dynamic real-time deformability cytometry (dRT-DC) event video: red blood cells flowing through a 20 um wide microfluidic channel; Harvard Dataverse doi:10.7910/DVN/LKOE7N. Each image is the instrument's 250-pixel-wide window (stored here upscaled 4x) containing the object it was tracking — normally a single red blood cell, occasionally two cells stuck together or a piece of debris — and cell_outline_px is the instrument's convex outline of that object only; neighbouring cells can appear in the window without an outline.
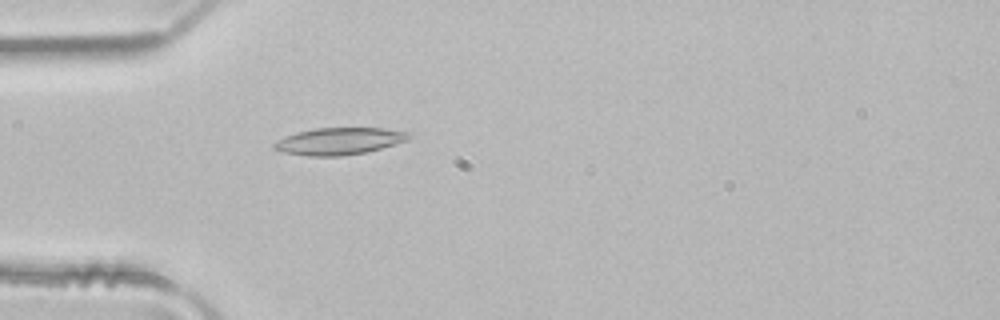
{"species": "common noctule bat (a hibernating species)", "species_latin": "Nyctalus noctula", "temperature_condition": "room temperature", "stored_images_in_passage": 2, "camera_frame_rate_fps": 3000, "um_per_image_px": 0.085, "animal": {"sex": "male", "body_mass_g": 21.5, "forearm_length_mm": 52.0}, "frame": {"image": 1, "passage_image": 2, "time_ms": 0.333, "image_size_px": [1000, 320], "cell_outline_px": [[412, 132], [408, 140], [396, 144], [364, 152], [340, 156], [308, 156], [284, 152], [272, 148], [272, 144], [284, 136], [296, 132], [316, 128], [384, 128]], "centroid_in_image_um": [28.83, 11.99], "position_along_channel_um": 56.2, "area_um2": 21.21}}